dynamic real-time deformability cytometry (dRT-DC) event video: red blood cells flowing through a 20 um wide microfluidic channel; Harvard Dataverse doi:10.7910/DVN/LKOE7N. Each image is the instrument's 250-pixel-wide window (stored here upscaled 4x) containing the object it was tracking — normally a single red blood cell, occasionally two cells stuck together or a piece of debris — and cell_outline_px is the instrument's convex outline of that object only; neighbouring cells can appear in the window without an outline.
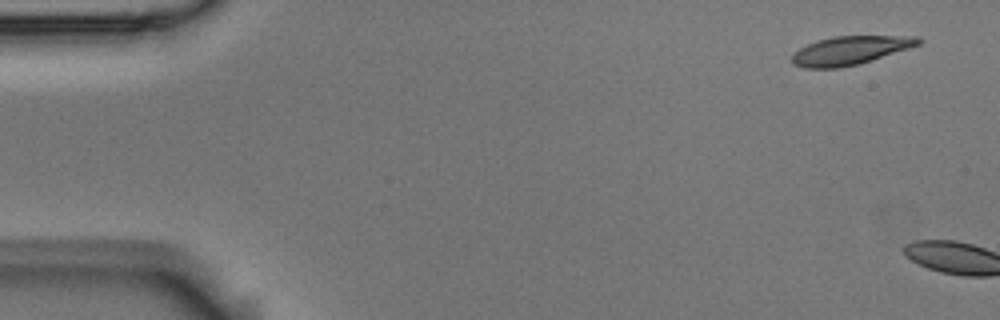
{"species": "Egyptian fruit bat (a non-hibernating species)", "species_latin": "Rousettus aegyptiacus", "temperature_condition": "room temperature", "stored_images_in_passage": 2, "camera_frame_rate_fps": 3000, "um_per_image_px": 0.085, "animal": {"sex": "male"}, "frame": {"image": 1, "passage_image": 1, "time_ms": 0.0, "image_size_px": [1000, 320], "cell_outline_px": [[924, 40], [920, 44], [860, 64], [840, 68], [804, 68], [792, 64], [792, 56], [800, 48], [816, 40], [832, 36], [916, 36]], "centroid_in_image_um": [72.25, 4.29], "position_along_channel_um": 12.7, "area_um2": 21.04}}